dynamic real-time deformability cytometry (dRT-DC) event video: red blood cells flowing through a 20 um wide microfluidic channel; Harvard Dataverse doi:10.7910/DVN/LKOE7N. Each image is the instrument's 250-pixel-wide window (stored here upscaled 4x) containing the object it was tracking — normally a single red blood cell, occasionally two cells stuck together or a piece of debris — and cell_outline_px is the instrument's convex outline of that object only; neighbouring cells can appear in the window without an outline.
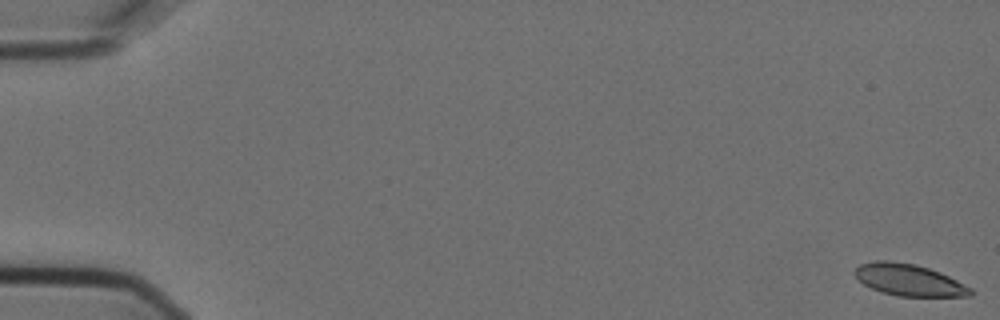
{"species": "Egyptian fruit bat (a non-hibernating species)", "species_latin": "Rousettus aegyptiacus", "temperature_condition": "cold", "stored_images_in_passage": 5, "camera_frame_rate_fps": 3000, "um_per_image_px": 0.085, "animal": {"sex": "female"}, "frame": {"image": 1, "passage_image": 1, "time_ms": 0.0, "image_size_px": [1000, 320], "cell_outline_px": [[972, 296], [900, 296], [880, 292], [864, 284], [852, 272], [860, 264], [876, 260], [888, 260], [916, 264], [940, 272], [972, 288]], "centroid_in_image_um": [77.25, 23.79], "position_along_channel_um": 7.8, "area_um2": 21.33}}